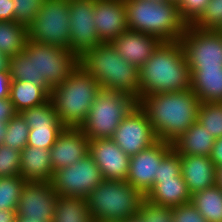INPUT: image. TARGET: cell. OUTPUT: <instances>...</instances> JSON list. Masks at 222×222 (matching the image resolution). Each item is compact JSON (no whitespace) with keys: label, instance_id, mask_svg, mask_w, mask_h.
<instances>
[{"label":"cell","instance_id":"1","mask_svg":"<svg viewBox=\"0 0 222 222\" xmlns=\"http://www.w3.org/2000/svg\"><path fill=\"white\" fill-rule=\"evenodd\" d=\"M78 65L69 49L27 40L24 50L10 57L11 80H24L49 91L60 85Z\"/></svg>","mask_w":222,"mask_h":222},{"label":"cell","instance_id":"2","mask_svg":"<svg viewBox=\"0 0 222 222\" xmlns=\"http://www.w3.org/2000/svg\"><path fill=\"white\" fill-rule=\"evenodd\" d=\"M138 105L146 112L158 140L172 143L197 121L200 102L188 89L145 95Z\"/></svg>","mask_w":222,"mask_h":222},{"label":"cell","instance_id":"3","mask_svg":"<svg viewBox=\"0 0 222 222\" xmlns=\"http://www.w3.org/2000/svg\"><path fill=\"white\" fill-rule=\"evenodd\" d=\"M139 101L145 95L191 89V72L179 41L162 42L139 69Z\"/></svg>","mask_w":222,"mask_h":222},{"label":"cell","instance_id":"4","mask_svg":"<svg viewBox=\"0 0 222 222\" xmlns=\"http://www.w3.org/2000/svg\"><path fill=\"white\" fill-rule=\"evenodd\" d=\"M80 65L101 89L126 93L139 102V68L125 61L112 43H100L78 58Z\"/></svg>","mask_w":222,"mask_h":222},{"label":"cell","instance_id":"5","mask_svg":"<svg viewBox=\"0 0 222 222\" xmlns=\"http://www.w3.org/2000/svg\"><path fill=\"white\" fill-rule=\"evenodd\" d=\"M100 90L98 81L77 65L66 80L50 90L49 99L65 127L79 128Z\"/></svg>","mask_w":222,"mask_h":222},{"label":"cell","instance_id":"6","mask_svg":"<svg viewBox=\"0 0 222 222\" xmlns=\"http://www.w3.org/2000/svg\"><path fill=\"white\" fill-rule=\"evenodd\" d=\"M124 5L130 30L156 36L162 42L179 41L186 30L177 3L124 0Z\"/></svg>","mask_w":222,"mask_h":222},{"label":"cell","instance_id":"7","mask_svg":"<svg viewBox=\"0 0 222 222\" xmlns=\"http://www.w3.org/2000/svg\"><path fill=\"white\" fill-rule=\"evenodd\" d=\"M85 199L93 222H124L139 214L145 195L126 181L103 180Z\"/></svg>","mask_w":222,"mask_h":222},{"label":"cell","instance_id":"8","mask_svg":"<svg viewBox=\"0 0 222 222\" xmlns=\"http://www.w3.org/2000/svg\"><path fill=\"white\" fill-rule=\"evenodd\" d=\"M138 101L126 93L101 89L79 127L89 140L112 139L116 128Z\"/></svg>","mask_w":222,"mask_h":222},{"label":"cell","instance_id":"9","mask_svg":"<svg viewBox=\"0 0 222 222\" xmlns=\"http://www.w3.org/2000/svg\"><path fill=\"white\" fill-rule=\"evenodd\" d=\"M69 0H44L35 19L27 26L28 40L69 49Z\"/></svg>","mask_w":222,"mask_h":222},{"label":"cell","instance_id":"10","mask_svg":"<svg viewBox=\"0 0 222 222\" xmlns=\"http://www.w3.org/2000/svg\"><path fill=\"white\" fill-rule=\"evenodd\" d=\"M190 69H222V32L189 24L179 39Z\"/></svg>","mask_w":222,"mask_h":222},{"label":"cell","instance_id":"11","mask_svg":"<svg viewBox=\"0 0 222 222\" xmlns=\"http://www.w3.org/2000/svg\"><path fill=\"white\" fill-rule=\"evenodd\" d=\"M104 180L88 154L76 163L54 171L51 185L60 196L86 198Z\"/></svg>","mask_w":222,"mask_h":222},{"label":"cell","instance_id":"12","mask_svg":"<svg viewBox=\"0 0 222 222\" xmlns=\"http://www.w3.org/2000/svg\"><path fill=\"white\" fill-rule=\"evenodd\" d=\"M57 197L51 182H26L19 199L16 218L19 222H53Z\"/></svg>","mask_w":222,"mask_h":222},{"label":"cell","instance_id":"13","mask_svg":"<svg viewBox=\"0 0 222 222\" xmlns=\"http://www.w3.org/2000/svg\"><path fill=\"white\" fill-rule=\"evenodd\" d=\"M112 140L129 156L158 141L146 112L137 104L120 122Z\"/></svg>","mask_w":222,"mask_h":222},{"label":"cell","instance_id":"14","mask_svg":"<svg viewBox=\"0 0 222 222\" xmlns=\"http://www.w3.org/2000/svg\"><path fill=\"white\" fill-rule=\"evenodd\" d=\"M94 4L95 0H69V50L78 58L101 43L94 23Z\"/></svg>","mask_w":222,"mask_h":222},{"label":"cell","instance_id":"15","mask_svg":"<svg viewBox=\"0 0 222 222\" xmlns=\"http://www.w3.org/2000/svg\"><path fill=\"white\" fill-rule=\"evenodd\" d=\"M172 149L171 143L158 140L148 148L130 156L126 182L146 195L154 185L158 165Z\"/></svg>","mask_w":222,"mask_h":222},{"label":"cell","instance_id":"16","mask_svg":"<svg viewBox=\"0 0 222 222\" xmlns=\"http://www.w3.org/2000/svg\"><path fill=\"white\" fill-rule=\"evenodd\" d=\"M89 154L101 170L104 180L126 181L130 156L112 139L89 140Z\"/></svg>","mask_w":222,"mask_h":222},{"label":"cell","instance_id":"17","mask_svg":"<svg viewBox=\"0 0 222 222\" xmlns=\"http://www.w3.org/2000/svg\"><path fill=\"white\" fill-rule=\"evenodd\" d=\"M49 150L53 171L60 170L89 154V139L80 128L65 127Z\"/></svg>","mask_w":222,"mask_h":222},{"label":"cell","instance_id":"18","mask_svg":"<svg viewBox=\"0 0 222 222\" xmlns=\"http://www.w3.org/2000/svg\"><path fill=\"white\" fill-rule=\"evenodd\" d=\"M94 23L100 42L111 43L129 29L124 0H95Z\"/></svg>","mask_w":222,"mask_h":222},{"label":"cell","instance_id":"19","mask_svg":"<svg viewBox=\"0 0 222 222\" xmlns=\"http://www.w3.org/2000/svg\"><path fill=\"white\" fill-rule=\"evenodd\" d=\"M111 43L125 61L140 69L162 41L156 36L127 29Z\"/></svg>","mask_w":222,"mask_h":222},{"label":"cell","instance_id":"20","mask_svg":"<svg viewBox=\"0 0 222 222\" xmlns=\"http://www.w3.org/2000/svg\"><path fill=\"white\" fill-rule=\"evenodd\" d=\"M181 175L191 195L216 184V166L210 156H181Z\"/></svg>","mask_w":222,"mask_h":222},{"label":"cell","instance_id":"21","mask_svg":"<svg viewBox=\"0 0 222 222\" xmlns=\"http://www.w3.org/2000/svg\"><path fill=\"white\" fill-rule=\"evenodd\" d=\"M20 176L26 182H51L53 168L50 150L26 145L20 155Z\"/></svg>","mask_w":222,"mask_h":222},{"label":"cell","instance_id":"22","mask_svg":"<svg viewBox=\"0 0 222 222\" xmlns=\"http://www.w3.org/2000/svg\"><path fill=\"white\" fill-rule=\"evenodd\" d=\"M148 202L165 207H176L191 202V194L189 193L186 182L182 175L168 180H161L145 195Z\"/></svg>","mask_w":222,"mask_h":222},{"label":"cell","instance_id":"23","mask_svg":"<svg viewBox=\"0 0 222 222\" xmlns=\"http://www.w3.org/2000/svg\"><path fill=\"white\" fill-rule=\"evenodd\" d=\"M215 138L198 121L172 142L173 150L180 156H210Z\"/></svg>","mask_w":222,"mask_h":222},{"label":"cell","instance_id":"24","mask_svg":"<svg viewBox=\"0 0 222 222\" xmlns=\"http://www.w3.org/2000/svg\"><path fill=\"white\" fill-rule=\"evenodd\" d=\"M191 90L200 103H222V69H190Z\"/></svg>","mask_w":222,"mask_h":222},{"label":"cell","instance_id":"25","mask_svg":"<svg viewBox=\"0 0 222 222\" xmlns=\"http://www.w3.org/2000/svg\"><path fill=\"white\" fill-rule=\"evenodd\" d=\"M50 91L46 87H40L31 81L11 80L10 101L17 113L41 105L49 100Z\"/></svg>","mask_w":222,"mask_h":222},{"label":"cell","instance_id":"26","mask_svg":"<svg viewBox=\"0 0 222 222\" xmlns=\"http://www.w3.org/2000/svg\"><path fill=\"white\" fill-rule=\"evenodd\" d=\"M191 203L207 222H222V189L217 184L192 194Z\"/></svg>","mask_w":222,"mask_h":222},{"label":"cell","instance_id":"27","mask_svg":"<svg viewBox=\"0 0 222 222\" xmlns=\"http://www.w3.org/2000/svg\"><path fill=\"white\" fill-rule=\"evenodd\" d=\"M53 222H93L86 199L58 195Z\"/></svg>","mask_w":222,"mask_h":222},{"label":"cell","instance_id":"28","mask_svg":"<svg viewBox=\"0 0 222 222\" xmlns=\"http://www.w3.org/2000/svg\"><path fill=\"white\" fill-rule=\"evenodd\" d=\"M28 40L27 27L16 21H0V51L9 57L21 53Z\"/></svg>","mask_w":222,"mask_h":222},{"label":"cell","instance_id":"29","mask_svg":"<svg viewBox=\"0 0 222 222\" xmlns=\"http://www.w3.org/2000/svg\"><path fill=\"white\" fill-rule=\"evenodd\" d=\"M25 183L20 175L0 177V210H17Z\"/></svg>","mask_w":222,"mask_h":222},{"label":"cell","instance_id":"30","mask_svg":"<svg viewBox=\"0 0 222 222\" xmlns=\"http://www.w3.org/2000/svg\"><path fill=\"white\" fill-rule=\"evenodd\" d=\"M197 121L215 138L222 137V103H200Z\"/></svg>","mask_w":222,"mask_h":222},{"label":"cell","instance_id":"31","mask_svg":"<svg viewBox=\"0 0 222 222\" xmlns=\"http://www.w3.org/2000/svg\"><path fill=\"white\" fill-rule=\"evenodd\" d=\"M20 114L28 126L63 125L50 99L41 105L26 109Z\"/></svg>","mask_w":222,"mask_h":222},{"label":"cell","instance_id":"32","mask_svg":"<svg viewBox=\"0 0 222 222\" xmlns=\"http://www.w3.org/2000/svg\"><path fill=\"white\" fill-rule=\"evenodd\" d=\"M29 126L20 113L7 122V132L3 145L22 151L27 145Z\"/></svg>","mask_w":222,"mask_h":222},{"label":"cell","instance_id":"33","mask_svg":"<svg viewBox=\"0 0 222 222\" xmlns=\"http://www.w3.org/2000/svg\"><path fill=\"white\" fill-rule=\"evenodd\" d=\"M27 145L49 150L65 128L64 125L29 126Z\"/></svg>","mask_w":222,"mask_h":222},{"label":"cell","instance_id":"34","mask_svg":"<svg viewBox=\"0 0 222 222\" xmlns=\"http://www.w3.org/2000/svg\"><path fill=\"white\" fill-rule=\"evenodd\" d=\"M191 25L198 29L221 30L222 0H210L202 14Z\"/></svg>","mask_w":222,"mask_h":222},{"label":"cell","instance_id":"35","mask_svg":"<svg viewBox=\"0 0 222 222\" xmlns=\"http://www.w3.org/2000/svg\"><path fill=\"white\" fill-rule=\"evenodd\" d=\"M20 155L21 151L0 145V177L20 175Z\"/></svg>","mask_w":222,"mask_h":222},{"label":"cell","instance_id":"36","mask_svg":"<svg viewBox=\"0 0 222 222\" xmlns=\"http://www.w3.org/2000/svg\"><path fill=\"white\" fill-rule=\"evenodd\" d=\"M181 174V156L173 149L162 159L158 165L157 175H155L154 184L161 180L173 179Z\"/></svg>","mask_w":222,"mask_h":222},{"label":"cell","instance_id":"37","mask_svg":"<svg viewBox=\"0 0 222 222\" xmlns=\"http://www.w3.org/2000/svg\"><path fill=\"white\" fill-rule=\"evenodd\" d=\"M15 21L26 27L35 19L37 12L40 10L44 0H13Z\"/></svg>","mask_w":222,"mask_h":222},{"label":"cell","instance_id":"38","mask_svg":"<svg viewBox=\"0 0 222 222\" xmlns=\"http://www.w3.org/2000/svg\"><path fill=\"white\" fill-rule=\"evenodd\" d=\"M139 214L145 222H173L171 207L154 205L147 200L142 202Z\"/></svg>","mask_w":222,"mask_h":222},{"label":"cell","instance_id":"39","mask_svg":"<svg viewBox=\"0 0 222 222\" xmlns=\"http://www.w3.org/2000/svg\"><path fill=\"white\" fill-rule=\"evenodd\" d=\"M210 0H179L177 8L181 18L187 23L192 24L204 11Z\"/></svg>","mask_w":222,"mask_h":222},{"label":"cell","instance_id":"40","mask_svg":"<svg viewBox=\"0 0 222 222\" xmlns=\"http://www.w3.org/2000/svg\"><path fill=\"white\" fill-rule=\"evenodd\" d=\"M171 209L173 222H207L191 202Z\"/></svg>","mask_w":222,"mask_h":222},{"label":"cell","instance_id":"41","mask_svg":"<svg viewBox=\"0 0 222 222\" xmlns=\"http://www.w3.org/2000/svg\"><path fill=\"white\" fill-rule=\"evenodd\" d=\"M13 0H0V21H15Z\"/></svg>","mask_w":222,"mask_h":222},{"label":"cell","instance_id":"42","mask_svg":"<svg viewBox=\"0 0 222 222\" xmlns=\"http://www.w3.org/2000/svg\"><path fill=\"white\" fill-rule=\"evenodd\" d=\"M17 114L10 98L0 99V121L8 122Z\"/></svg>","mask_w":222,"mask_h":222},{"label":"cell","instance_id":"43","mask_svg":"<svg viewBox=\"0 0 222 222\" xmlns=\"http://www.w3.org/2000/svg\"><path fill=\"white\" fill-rule=\"evenodd\" d=\"M10 81L9 71H0V99L9 98Z\"/></svg>","mask_w":222,"mask_h":222},{"label":"cell","instance_id":"44","mask_svg":"<svg viewBox=\"0 0 222 222\" xmlns=\"http://www.w3.org/2000/svg\"><path fill=\"white\" fill-rule=\"evenodd\" d=\"M210 159L213 161L216 168L222 166V137L215 139Z\"/></svg>","mask_w":222,"mask_h":222},{"label":"cell","instance_id":"45","mask_svg":"<svg viewBox=\"0 0 222 222\" xmlns=\"http://www.w3.org/2000/svg\"><path fill=\"white\" fill-rule=\"evenodd\" d=\"M16 219V211L0 210V222H12Z\"/></svg>","mask_w":222,"mask_h":222},{"label":"cell","instance_id":"46","mask_svg":"<svg viewBox=\"0 0 222 222\" xmlns=\"http://www.w3.org/2000/svg\"><path fill=\"white\" fill-rule=\"evenodd\" d=\"M10 57L0 51V71H9Z\"/></svg>","mask_w":222,"mask_h":222},{"label":"cell","instance_id":"47","mask_svg":"<svg viewBox=\"0 0 222 222\" xmlns=\"http://www.w3.org/2000/svg\"><path fill=\"white\" fill-rule=\"evenodd\" d=\"M6 132H7V122L0 121V145H3Z\"/></svg>","mask_w":222,"mask_h":222},{"label":"cell","instance_id":"48","mask_svg":"<svg viewBox=\"0 0 222 222\" xmlns=\"http://www.w3.org/2000/svg\"><path fill=\"white\" fill-rule=\"evenodd\" d=\"M216 184L222 189V166L216 168Z\"/></svg>","mask_w":222,"mask_h":222},{"label":"cell","instance_id":"49","mask_svg":"<svg viewBox=\"0 0 222 222\" xmlns=\"http://www.w3.org/2000/svg\"><path fill=\"white\" fill-rule=\"evenodd\" d=\"M124 222H145L144 219L142 218V216L140 214L129 217L127 220H125Z\"/></svg>","mask_w":222,"mask_h":222},{"label":"cell","instance_id":"50","mask_svg":"<svg viewBox=\"0 0 222 222\" xmlns=\"http://www.w3.org/2000/svg\"><path fill=\"white\" fill-rule=\"evenodd\" d=\"M154 2H163V1H169V0H152Z\"/></svg>","mask_w":222,"mask_h":222},{"label":"cell","instance_id":"51","mask_svg":"<svg viewBox=\"0 0 222 222\" xmlns=\"http://www.w3.org/2000/svg\"><path fill=\"white\" fill-rule=\"evenodd\" d=\"M170 2L178 3L179 0H169Z\"/></svg>","mask_w":222,"mask_h":222}]
</instances>
